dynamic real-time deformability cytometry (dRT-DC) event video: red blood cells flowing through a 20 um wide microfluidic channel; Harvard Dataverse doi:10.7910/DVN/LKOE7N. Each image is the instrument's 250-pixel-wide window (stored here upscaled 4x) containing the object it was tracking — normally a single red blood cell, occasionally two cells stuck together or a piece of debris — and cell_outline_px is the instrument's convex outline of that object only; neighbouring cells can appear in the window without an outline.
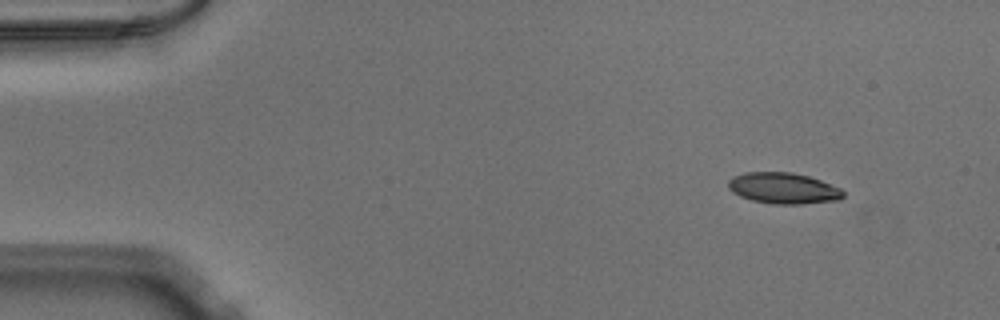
{"species": "Egyptian fruit bat (a non-hibernating species)", "species_latin": "Rousettus aegyptiacus", "temperature_condition": "warm", "stored_images_in_passage": 51, "camera_frame_rate_fps": 3000, "um_per_image_px": 0.085, "animal": {"sex": "male"}, "frame": {"image": 1, "passage_image": 5, "time_ms": 1.333, "image_size_px": [1000, 320], "cell_outline_px": [[844, 196], [840, 200], [800, 204], [772, 204], [752, 200], [740, 196], [732, 192], [728, 188], [728, 180], [732, 176], [744, 172], [792, 172], [808, 176], [820, 180], [840, 188], [844, 192]], "centroid_in_image_um": [66.57, 16.0], "position_along_channel_um": 18.4, "area_um2": 20.92}}
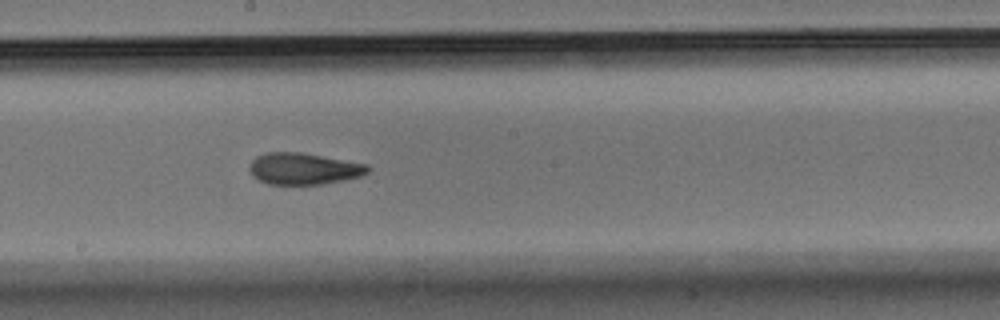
{"frame": {"image": 2, "passage_image": 28, "time_ms": 9.0, "image_size_px": [1000, 320], "cell_outline_px": [[372, 168], [368, 172], [360, 176], [344, 180], [324, 184], [268, 184], [252, 176], [248, 168], [252, 160], [256, 156], [264, 152], [300, 152], [368, 164]], "centroid_in_image_um": [25.81, 14.33], "position_along_channel_um": 222.4, "area_um2": 21.91}}
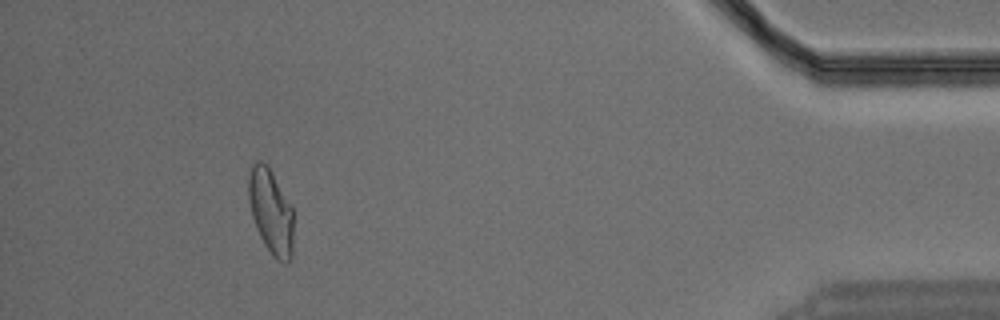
{"frame": {"image": 3, "passage_image": 47, "time_ms": 15.333, "image_size_px": [1000, 320], "cell_outline_px": [[292, 260], [284, 264], [276, 260], [272, 256], [264, 244], [256, 228], [252, 216], [248, 200], [248, 176], [252, 164], [256, 160], [260, 160], [268, 164], [292, 208]], "centroid_in_image_um": [23.0, 17.99], "position_along_channel_um": 412.2, "area_um2": 22.43}}